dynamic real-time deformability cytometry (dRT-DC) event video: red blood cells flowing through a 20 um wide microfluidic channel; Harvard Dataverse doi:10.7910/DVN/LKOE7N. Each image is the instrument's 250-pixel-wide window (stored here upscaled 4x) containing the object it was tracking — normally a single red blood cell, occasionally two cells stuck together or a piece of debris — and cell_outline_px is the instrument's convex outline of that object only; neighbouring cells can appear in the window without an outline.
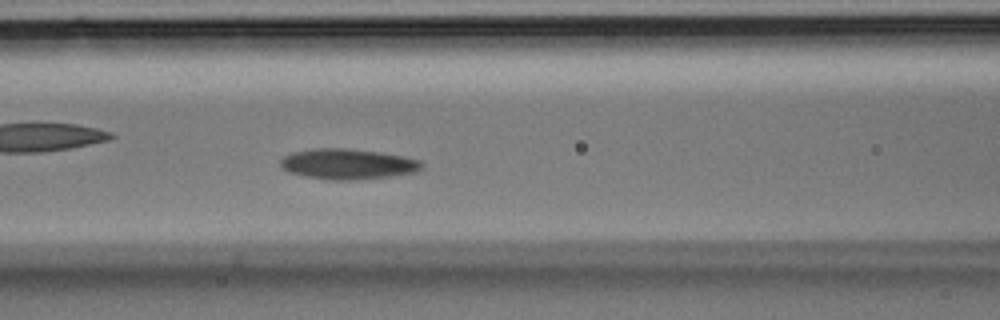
{"species": "Egyptian fruit bat (a non-hibernating species)", "species_latin": "Rousettus aegyptiacus", "temperature_condition": "room temperature", "stored_images_in_passage": 37, "camera_frame_rate_fps": 3000, "um_per_image_px": 0.085, "animal": {"sex": "male"}, "frame": {"image": 1, "passage_image": 15, "time_ms": 4.667, "image_size_px": [1000, 320], "cell_outline_px": [[424, 164], [416, 172], [388, 176], [356, 180], [328, 180], [288, 172], [280, 164], [280, 160], [284, 156], [292, 152], [312, 148], [348, 148], [380, 152], [404, 156], [420, 160]], "centroid_in_image_um": [29.56, 13.93], "position_along_channel_um": 137.0, "area_um2": 25.09}}
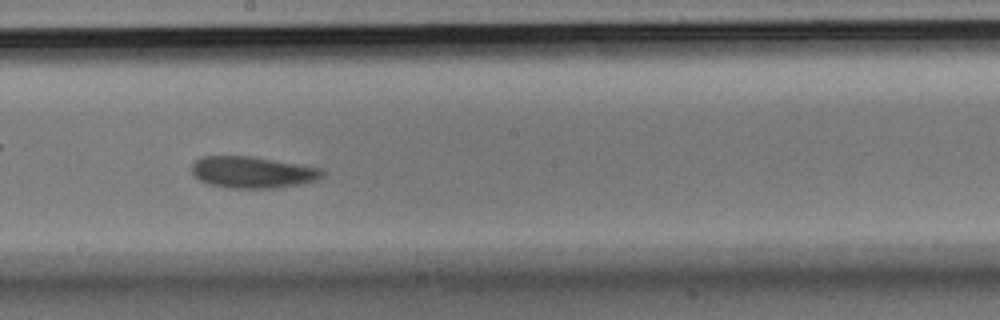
{"frame": {"image": 2, "passage_image": 20, "time_ms": 6.333, "image_size_px": [1000, 320], "cell_outline_px": [[324, 176], [316, 180], [300, 184], [276, 188], [228, 188], [208, 184], [200, 180], [192, 172], [192, 164], [196, 160], [204, 156], [252, 156], [320, 168], [324, 172]], "centroid_in_image_um": [21.46, 14.65], "position_along_channel_um": 226.7, "area_um2": 23.93}}
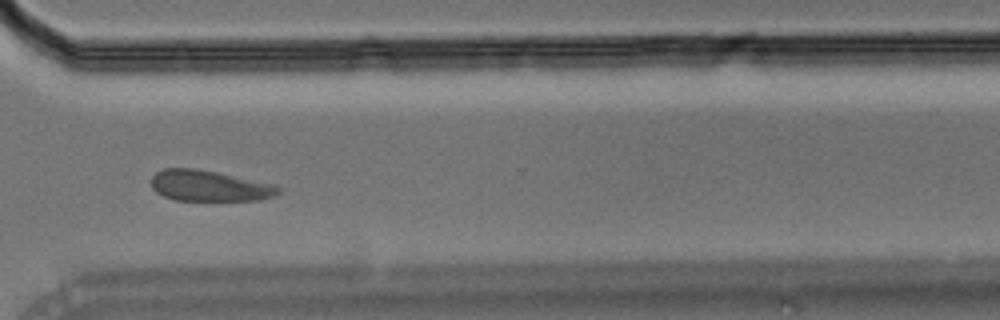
{"frame": {"image": 3, "passage_image": 27, "time_ms": 8.667, "image_size_px": [1000, 320], "cell_outline_px": [[280, 192], [276, 196], [264, 200], [176, 200], [164, 196], [156, 192], [152, 188], [152, 176], [156, 172], [164, 168], [196, 168], [276, 184], [280, 188]], "centroid_in_image_um": [17.83, 15.79], "position_along_channel_um": 352.8, "area_um2": 23.0}}